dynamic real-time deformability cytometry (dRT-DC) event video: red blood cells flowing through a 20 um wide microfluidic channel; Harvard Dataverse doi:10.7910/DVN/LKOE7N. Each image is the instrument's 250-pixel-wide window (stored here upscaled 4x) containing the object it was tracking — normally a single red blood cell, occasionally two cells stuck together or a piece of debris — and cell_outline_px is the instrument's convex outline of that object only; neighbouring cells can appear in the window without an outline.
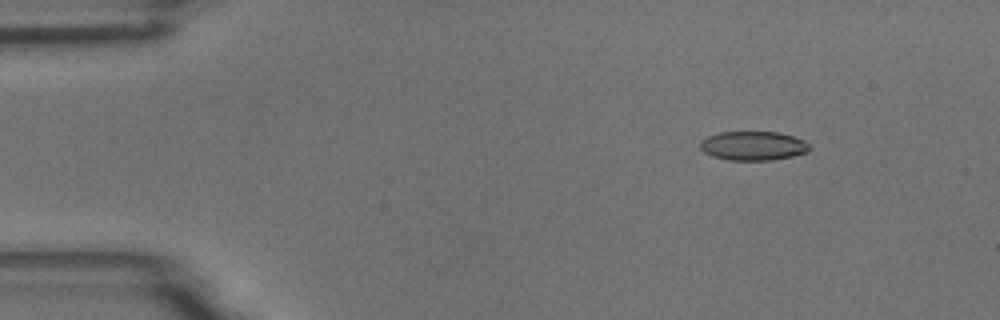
{"species": "common noctule bat (a hibernating species)", "species_latin": "Nyctalus noctula", "temperature_condition": "room temperature", "stored_images_in_passage": 9, "camera_frame_rate_fps": 3000, "um_per_image_px": 0.085, "animal": {"sex": "male", "body_mass_g": 18.8}, "frame": {"image": 1, "passage_image": 2, "time_ms": 1.0, "image_size_px": [1000, 320], "cell_outline_px": [[808, 152], [792, 156], [772, 160], [728, 160], [712, 156], [704, 152], [700, 148], [700, 140], [708, 136], [720, 132], [780, 132], [804, 140], [808, 144]], "centroid_in_image_um": [63.99, 12.39], "position_along_channel_um": 21.0, "area_um2": 18.5}}
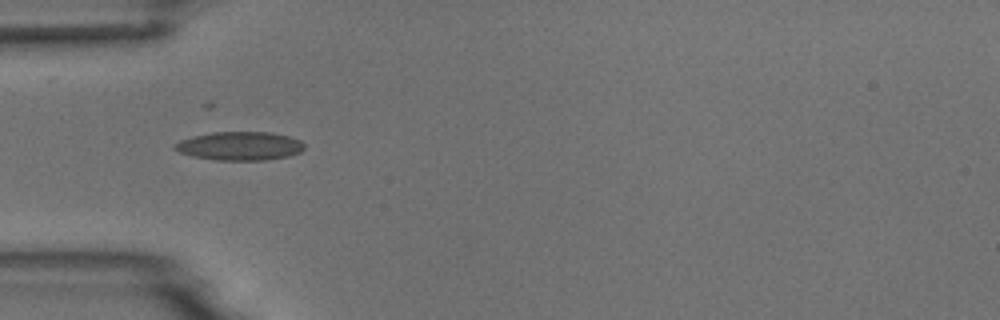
{"frame": {"image": 2, "passage_image": 4, "time_ms": 4.333, "image_size_px": [1000, 320], "cell_outline_px": [[304, 148], [300, 152], [288, 156], [264, 160], [216, 160], [192, 156], [180, 152], [172, 148], [172, 144], [180, 140], [192, 136], [212, 132], [272, 132], [288, 136], [300, 140], [304, 144]], "centroid_in_image_um": [20.35, 12.4], "position_along_channel_um": 64.7, "area_um2": 21.68}}
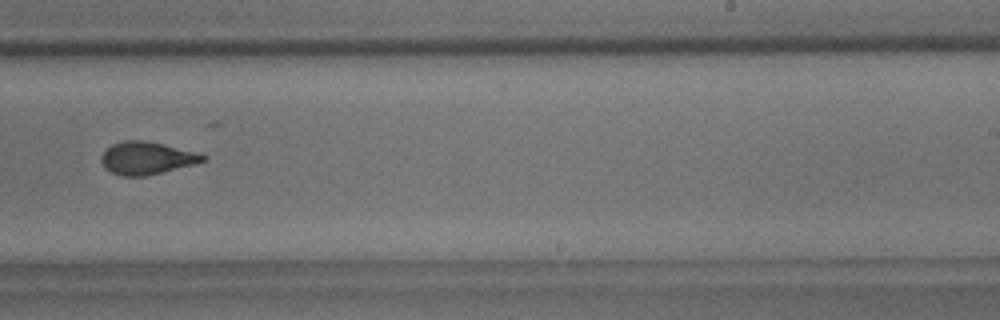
{"frame": {"image": 3, "passage_image": 9, "time_ms": 10.0, "image_size_px": [1000, 320], "cell_outline_px": [[208, 156], [204, 160], [192, 164], [144, 176], [120, 176], [104, 168], [100, 160], [100, 156], [112, 144], [124, 140], [144, 140], [164, 144], [196, 152]], "centroid_in_image_um": [12.42, 13.42], "position_along_channel_um": 276.6, "area_um2": 19.07}}